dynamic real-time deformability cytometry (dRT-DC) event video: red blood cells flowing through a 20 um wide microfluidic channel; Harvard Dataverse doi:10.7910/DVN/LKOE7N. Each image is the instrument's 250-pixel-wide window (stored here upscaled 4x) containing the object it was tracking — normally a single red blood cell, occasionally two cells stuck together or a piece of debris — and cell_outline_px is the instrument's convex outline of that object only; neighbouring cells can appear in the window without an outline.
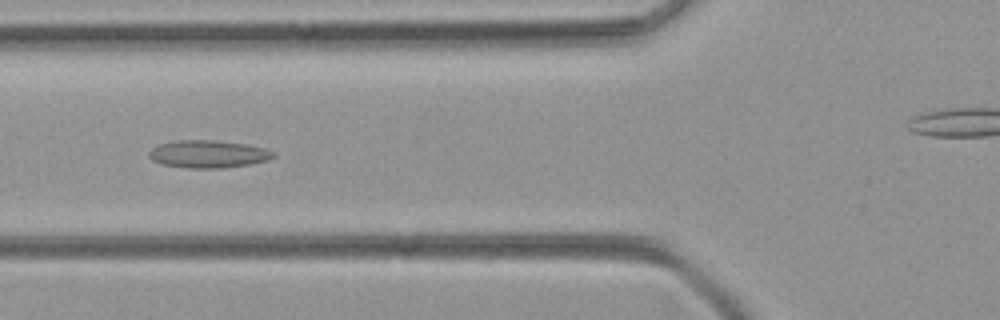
{"species": "common noctule bat (a hibernating species)", "species_latin": "Nyctalus noctula", "temperature_condition": "room temperature", "stored_images_in_passage": 38, "camera_frame_rate_fps": 3000, "um_per_image_px": 0.085, "animal": {"sex": "female", "body_mass_g": 21.9}, "frame": {"image": 1, "passage_image": 6, "time_ms": 1.667, "image_size_px": [1000, 320], "cell_outline_px": [[276, 156], [268, 160], [248, 164], [224, 168], [188, 168], [160, 164], [152, 160], [148, 156], [148, 152], [152, 148], [160, 144], [176, 140], [212, 140], [248, 144], [268, 148], [276, 152]], "centroid_in_image_um": [17.72, 13.09], "position_along_channel_um": 108.1, "area_um2": 20.23}}
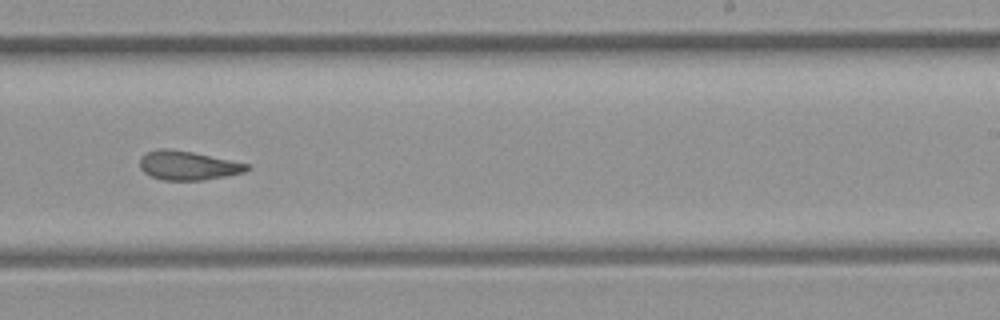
{"frame": {"image": 2, "passage_image": 18, "time_ms": 5.667, "image_size_px": [1000, 320], "cell_outline_px": [[252, 168], [244, 172], [204, 180], [164, 180], [152, 176], [144, 172], [140, 168], [140, 156], [148, 152], [160, 148], [168, 148], [192, 152], [248, 164]], "centroid_in_image_um": [15.95, 14.06], "position_along_channel_um": 273.0, "area_um2": 17.92}}
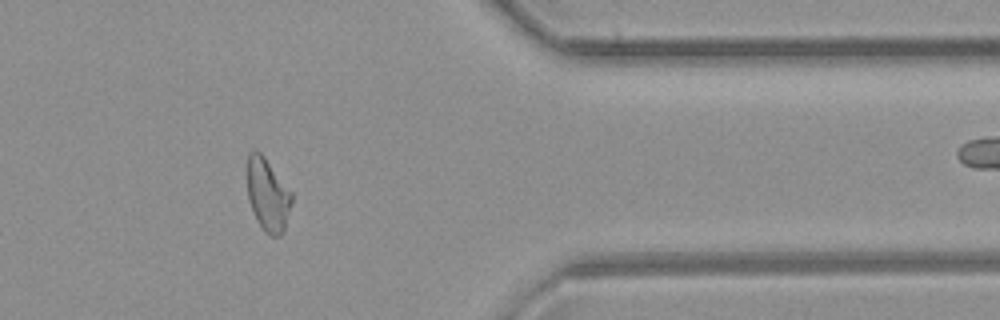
{"frame": {"image": 3, "passage_image": 28, "time_ms": 9.0, "image_size_px": [1000, 320], "cell_outline_px": [[292, 200], [284, 232], [280, 236], [272, 236], [264, 232], [256, 220], [248, 200], [248, 152], [252, 148], [256, 148], [264, 156], [292, 192]], "centroid_in_image_um": [22.75, 16.55], "position_along_channel_um": 388.6, "area_um2": 19.02}}